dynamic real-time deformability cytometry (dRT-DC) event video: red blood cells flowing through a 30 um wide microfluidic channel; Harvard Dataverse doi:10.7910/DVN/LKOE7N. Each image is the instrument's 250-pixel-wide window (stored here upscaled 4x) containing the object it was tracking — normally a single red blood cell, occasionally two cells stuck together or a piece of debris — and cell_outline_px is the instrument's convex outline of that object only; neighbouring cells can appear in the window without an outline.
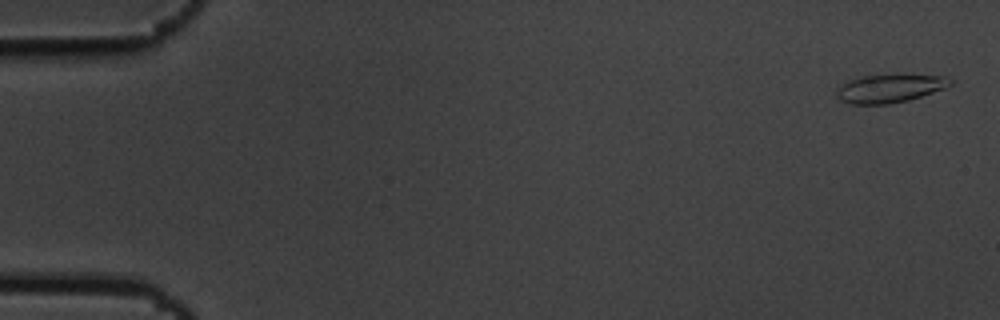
{"species": "common noctule bat (a hibernating species)", "species_latin": "Nyctalus noctula", "temperature_condition": "cold", "stored_images_in_passage": 56, "camera_frame_rate_fps": 3000, "um_per_image_px": 0.085, "animal": {"sex": "male", "body_mass_g": 19.5, "forearm_length_mm": 54.6}, "frame": {"image": 1, "passage_image": 2, "time_ms": 0.333, "image_size_px": [1000, 320], "cell_outline_px": [[952, 84], [944, 88], [908, 100], [888, 104], [848, 104], [840, 100], [836, 96], [836, 92], [848, 80], [864, 76], [896, 72], [948, 76], [952, 80]], "centroid_in_image_um": [75.67, 7.47], "position_along_channel_um": 9.3, "area_um2": 19.31}}
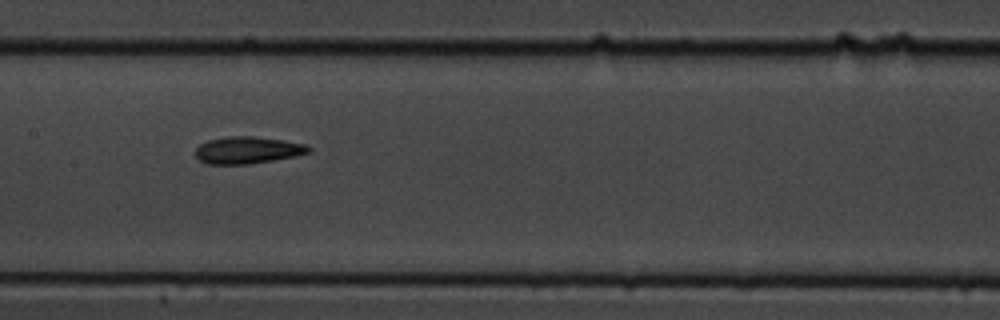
{"frame": {"image": 2, "passage_image": 28, "time_ms": 9.0, "image_size_px": [1000, 320], "cell_outline_px": [[312, 152], [296, 156], [252, 164], [204, 164], [196, 156], [196, 148], [200, 144], [208, 140], [228, 136], [256, 136], [304, 144], [312, 148]], "centroid_in_image_um": [21.05, 12.77], "position_along_channel_um": 186.3, "area_um2": 17.92}}
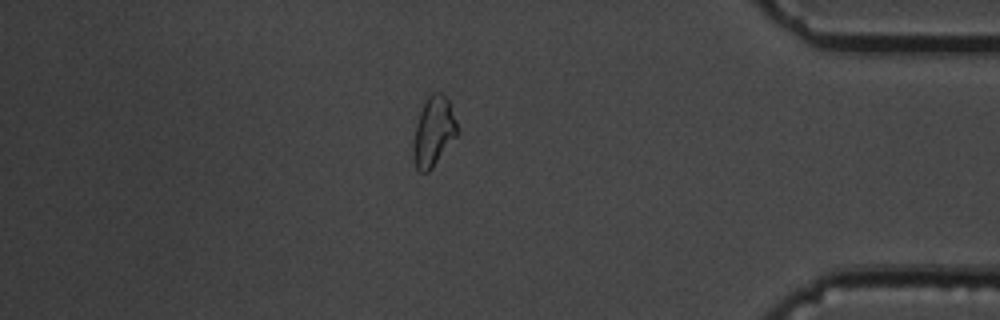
{"frame": {"image": 3, "passage_image": 48, "time_ms": 15.667, "image_size_px": [1000, 320], "cell_outline_px": [[460, 132], [432, 168], [428, 172], [420, 172], [416, 168], [412, 156], [412, 144], [416, 124], [420, 112], [428, 96], [432, 92], [440, 92], [448, 100]], "centroid_in_image_um": [36.84, 11.21], "position_along_channel_um": 398.4, "area_um2": 17.86}, "authors_computed_cell_mechanics": {"area_um2": 17.8602, "velocity_mm_per_s": 3.6496, "shape_relaxation_time_tau1_ms": 6.1461, "shape_relaxation_time_tau2_ms": 4.854, "deformation_change_tau1": 0.1272, "deformation_change_tau2": 0.1236}}